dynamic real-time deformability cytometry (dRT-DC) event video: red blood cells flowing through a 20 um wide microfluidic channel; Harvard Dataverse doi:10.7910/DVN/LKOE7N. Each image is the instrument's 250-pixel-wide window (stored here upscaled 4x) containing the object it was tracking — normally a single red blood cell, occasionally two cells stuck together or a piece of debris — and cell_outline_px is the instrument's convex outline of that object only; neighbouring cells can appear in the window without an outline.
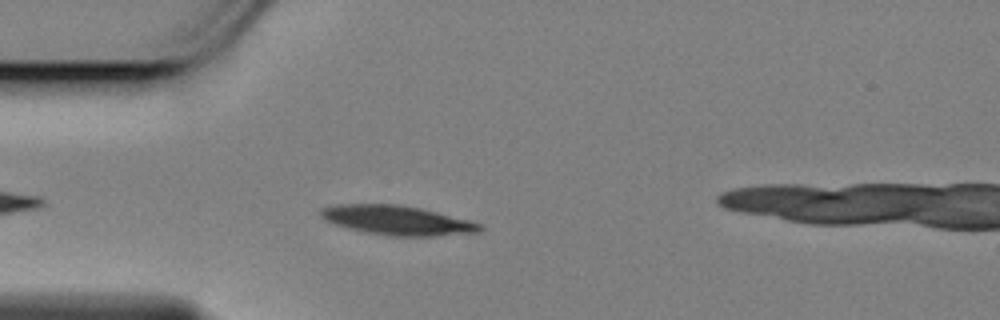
{"species": "Egyptian fruit bat (a non-hibernating species)", "species_latin": "Rousettus aegyptiacus", "temperature_condition": "cold", "stored_images_in_passage": 33, "camera_frame_rate_fps": 3000, "um_per_image_px": 0.085, "animal": {"sex": "female"}, "frame": {"image": 1, "passage_image": 5, "time_ms": 1.333, "image_size_px": [1000, 320], "cell_outline_px": [[484, 228], [480, 232], [436, 236], [388, 236], [364, 232], [348, 228], [324, 220], [320, 216], [320, 208], [332, 204], [400, 204], [420, 208], [472, 220], [484, 224]], "centroid_in_image_um": [33.79, 18.72], "position_along_channel_um": 51.2, "area_um2": 27.69}}
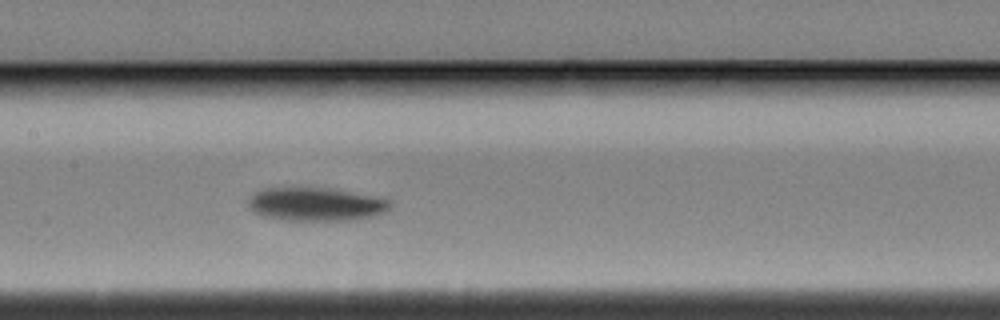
{"frame": {"image": 2, "passage_image": 17, "time_ms": 5.333, "image_size_px": [1000, 320], "cell_outline_px": [[392, 208], [388, 212], [356, 220], [280, 220], [264, 216], [252, 212], [248, 208], [248, 200], [256, 192], [264, 188], [324, 188], [384, 196], [392, 200]], "centroid_in_image_um": [26.94, 17.36], "position_along_channel_um": 180.5, "area_um2": 28.15}}
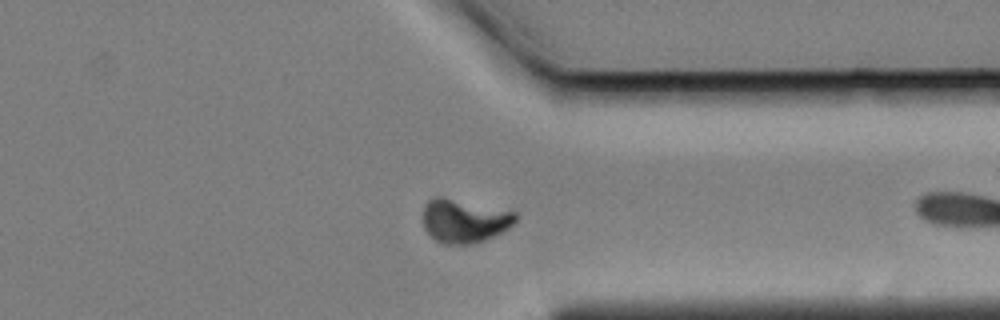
{"frame": {"image": 3, "passage_image": 30, "time_ms": 9.667, "image_size_px": [1000, 320], "cell_outline_px": [[520, 216], [504, 232], [476, 244], [444, 244], [436, 240], [424, 228], [424, 204], [432, 196], [440, 196], [516, 212]], "centroid_in_image_um": [39.48, 18.77], "position_along_channel_um": 371.9, "area_um2": 23.64}}